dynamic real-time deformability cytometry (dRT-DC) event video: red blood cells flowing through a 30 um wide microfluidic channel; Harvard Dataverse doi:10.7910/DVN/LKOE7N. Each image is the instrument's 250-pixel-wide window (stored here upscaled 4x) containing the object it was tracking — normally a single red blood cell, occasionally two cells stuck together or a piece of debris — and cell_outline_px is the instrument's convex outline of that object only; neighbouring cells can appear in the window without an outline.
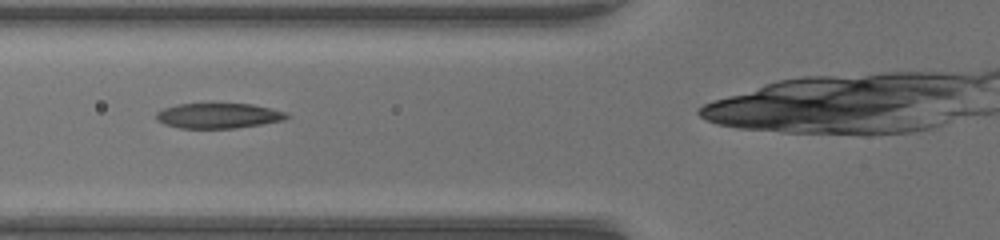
{"species": "common noctule bat (a hibernating species)", "species_latin": "Nyctalus noctula", "temperature_condition": "warm", "stored_images_in_passage": 37, "camera_frame_rate_fps": 3000, "um_per_image_px": 0.085, "animal": {"sex": "female", "body_mass_g": 17.0, "forearm_length_mm": 48.0}, "frame": {"image": 1, "passage_image": 12, "time_ms": 3.667, "image_size_px": [1000, 240], "cell_outline_px": [[292, 116], [284, 120], [236, 128], [180, 128], [164, 124], [156, 120], [156, 112], [164, 108], [176, 104], [208, 100], [252, 104], [288, 112]], "centroid_in_image_um": [18.55, 9.77], "position_along_channel_um": 107.3, "area_um2": 20.29}}
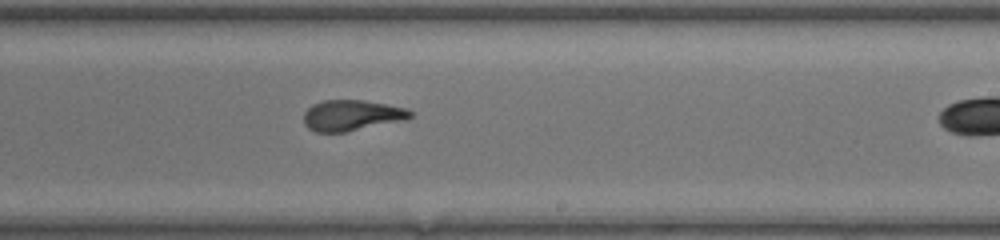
{"frame": {"image": 2, "passage_image": 23, "time_ms": 7.333, "image_size_px": [1000, 240], "cell_outline_px": [[412, 116], [404, 120], [348, 132], [316, 132], [308, 128], [304, 124], [304, 112], [312, 104], [324, 100], [364, 100], [408, 108], [412, 112]], "centroid_in_image_um": [29.89, 9.81], "position_along_channel_um": 259.1, "area_um2": 19.25}}
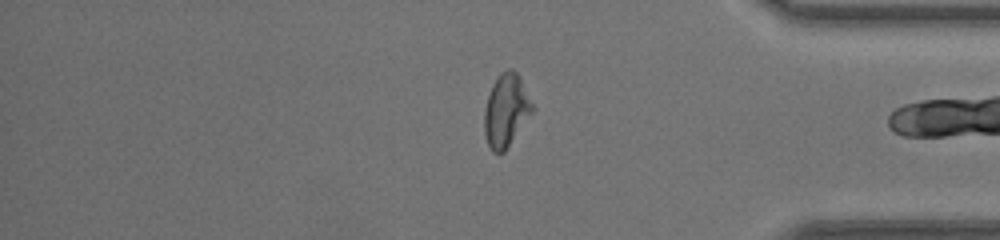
{"frame": {"image": 3, "passage_image": 34, "time_ms": 11.0, "image_size_px": [1000, 240], "cell_outline_px": [[536, 108], [504, 152], [492, 152], [488, 144], [484, 132], [484, 112], [488, 96], [492, 84], [500, 72], [508, 68], [512, 68], [520, 76]], "centroid_in_image_um": [43.04, 9.35], "position_along_channel_um": 392.2, "area_um2": 20.58}, "authors_computed_cell_mechanics": {"area_um2": 19.8832, "velocity_mm_per_s": 4.1427, "shape_relaxation_time_tau1_ms": 4.414, "shape_relaxation_time_tau2_ms": 1.8137, "deformation_change_tau1": 0.1916, "deformation_change_tau2": 0.0986}}